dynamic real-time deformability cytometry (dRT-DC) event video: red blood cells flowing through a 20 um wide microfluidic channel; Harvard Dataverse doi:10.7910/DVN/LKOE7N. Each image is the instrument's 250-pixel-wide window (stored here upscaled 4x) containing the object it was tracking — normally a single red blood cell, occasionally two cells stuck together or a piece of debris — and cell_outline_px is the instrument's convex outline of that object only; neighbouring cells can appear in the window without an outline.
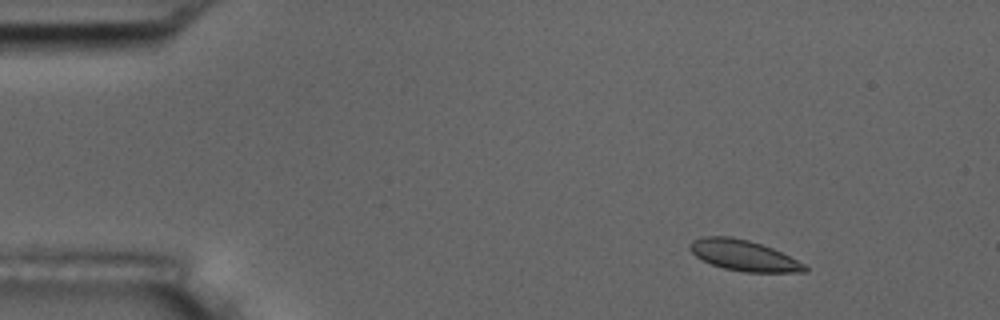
{"species": "common noctule bat (a hibernating species)", "species_latin": "Nyctalus noctula", "temperature_condition": "room temperature", "stored_images_in_passage": 4, "camera_frame_rate_fps": 3000, "um_per_image_px": 0.085, "animal": {"sex": "male", "body_mass_g": 17.5, "forearm_length_mm": 52.3}, "frame": {"image": 1, "passage_image": 2, "time_ms": 0.333, "image_size_px": [1000, 320], "cell_outline_px": [[808, 272], [744, 272], [724, 268], [712, 264], [696, 256], [688, 248], [688, 244], [692, 240], [704, 236], [728, 236], [748, 240], [772, 248], [804, 264], [808, 268]], "centroid_in_image_um": [63.18, 21.71], "position_along_channel_um": 21.8, "area_um2": 20.35}}